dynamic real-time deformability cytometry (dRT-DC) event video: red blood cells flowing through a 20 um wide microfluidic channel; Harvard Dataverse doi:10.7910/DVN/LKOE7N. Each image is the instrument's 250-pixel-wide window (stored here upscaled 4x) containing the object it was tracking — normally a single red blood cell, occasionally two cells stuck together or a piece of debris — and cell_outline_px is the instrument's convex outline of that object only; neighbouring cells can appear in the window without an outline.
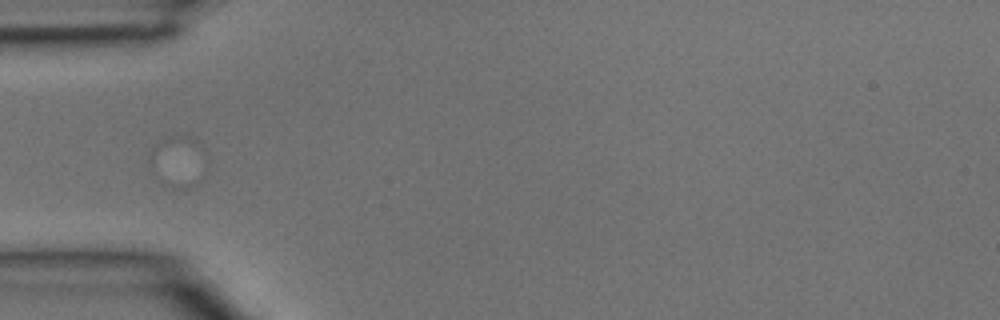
{"species": "common noctule bat (a hibernating species)", "species_latin": "Nyctalus noctula", "temperature_condition": "room temperature", "stored_images_in_passage": 5, "camera_frame_rate_fps": 3000, "um_per_image_px": 0.085, "animal": {"sex": "male", "body_mass_g": 15.6}, "frame": {"image": 1, "passage_image": 4, "time_ms": 1.0, "image_size_px": [1000, 320], "cell_outline_px": [[208, 172], [192, 188], [172, 188], [160, 184], [156, 180], [148, 164], [148, 156], [152, 148], [160, 136], [184, 132], [192, 136], [204, 148], [208, 156]], "centroid_in_image_um": [15.15, 13.68], "position_along_channel_um": 69.8, "area_um2": 19.02}}